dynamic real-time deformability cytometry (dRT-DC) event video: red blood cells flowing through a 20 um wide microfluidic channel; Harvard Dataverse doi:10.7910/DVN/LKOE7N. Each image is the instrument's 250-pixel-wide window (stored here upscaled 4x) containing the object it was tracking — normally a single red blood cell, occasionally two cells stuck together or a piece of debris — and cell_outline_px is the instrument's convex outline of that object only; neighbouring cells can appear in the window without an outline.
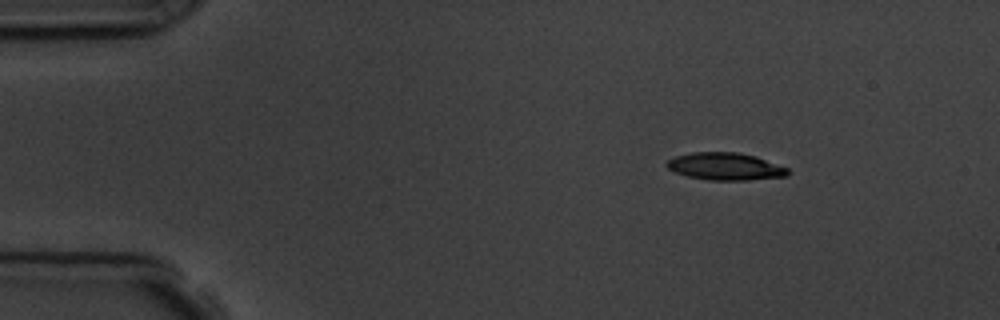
{"species": "common noctule bat (a hibernating species)", "species_latin": "Nyctalus noctula", "temperature_condition": "room temperature", "stored_images_in_passage": 4, "camera_frame_rate_fps": 3000, "um_per_image_px": 0.085, "animal": {"sex": "male", "body_mass_g": 19.5, "forearm_length_mm": 54.6}, "frame": {"image": 1, "passage_image": 1, "time_ms": 0.0, "image_size_px": [1000, 320], "cell_outline_px": [[788, 176], [748, 180], [708, 180], [688, 176], [676, 172], [668, 168], [664, 164], [668, 160], [676, 156], [692, 152], [736, 152], [756, 156], [788, 168]], "centroid_in_image_um": [61.65, 14.14], "position_along_channel_um": 23.4, "area_um2": 19.25}}
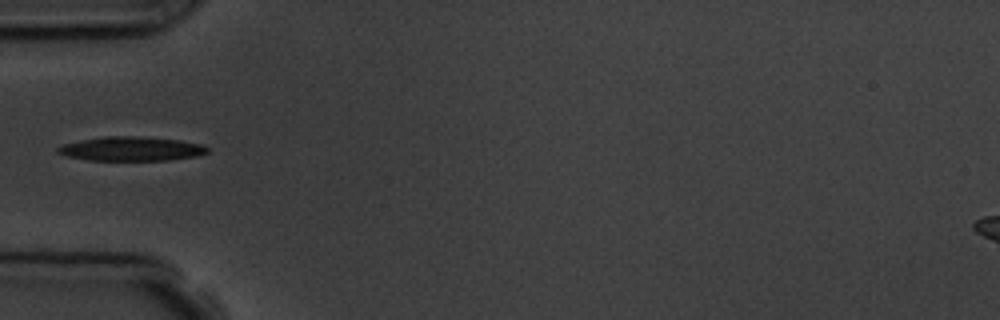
{"frame": {"image": 2, "passage_image": 4, "time_ms": 3.333, "image_size_px": [1000, 320], "cell_outline_px": [[208, 152], [196, 156], [168, 160], [88, 160], [68, 156], [56, 152], [56, 148], [64, 144], [80, 140], [104, 136], [136, 136], [180, 140], [200, 144], [208, 148]], "centroid_in_image_um": [11.14, 12.64], "position_along_channel_um": 73.9, "area_um2": 20.92}}